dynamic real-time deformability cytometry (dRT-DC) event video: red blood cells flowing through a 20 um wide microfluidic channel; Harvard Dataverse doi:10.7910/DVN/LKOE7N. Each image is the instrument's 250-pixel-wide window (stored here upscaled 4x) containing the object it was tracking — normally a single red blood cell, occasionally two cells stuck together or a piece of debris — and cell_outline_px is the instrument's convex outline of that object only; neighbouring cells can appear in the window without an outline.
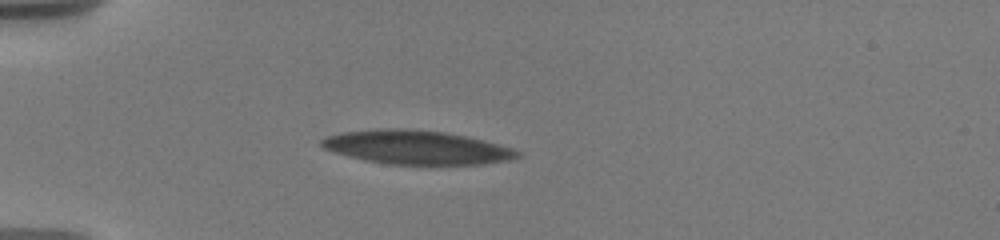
{"species": "human", "species_latin": "Homo sapiens", "temperature_condition": "warm", "stored_images_in_passage": 10, "camera_frame_rate_fps": 3000, "um_per_image_px": 0.085, "donor": {"sex": "male"}, "frame": {"image": 1, "passage_image": 1, "time_ms": 0.0, "image_size_px": [1000, 240], "cell_outline_px": [[524, 156], [508, 160], [484, 164], [388, 164], [364, 160], [348, 156], [324, 148], [320, 144], [320, 140], [328, 136], [344, 132], [384, 128], [404, 128], [444, 132], [484, 140], [512, 148], [520, 152]], "centroid_in_image_um": [35.44, 12.52], "position_along_channel_um": 49.6, "area_um2": 38.38}}
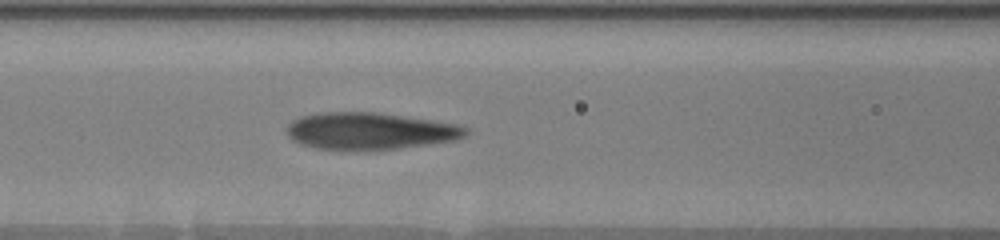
{"frame": {"image": 2, "passage_image": 6, "time_ms": 3.0, "image_size_px": [1000, 240], "cell_outline_px": [[468, 132], [464, 136], [456, 140], [400, 148], [316, 148], [292, 140], [288, 136], [288, 124], [292, 120], [300, 116], [320, 112], [376, 112], [456, 124], [468, 128]], "centroid_in_image_um": [31.44, 11.11], "position_along_channel_um": 135.2, "area_um2": 37.63}}
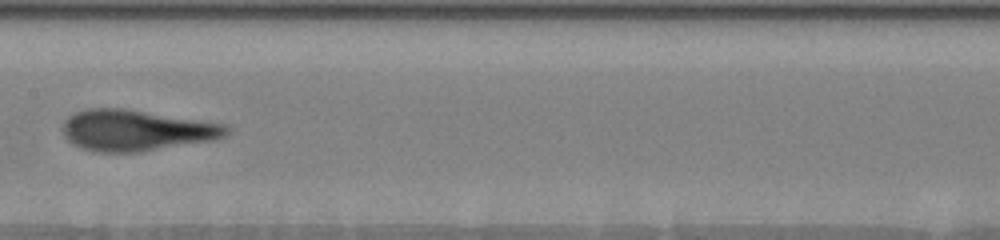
{"frame": {"image": 3, "passage_image": 9, "time_ms": 4.667, "image_size_px": [1000, 240], "cell_outline_px": [[228, 132], [224, 136], [212, 140], [140, 152], [96, 152], [72, 144], [64, 136], [60, 128], [64, 120], [68, 116], [76, 112], [88, 108], [124, 108], [228, 124]], "centroid_in_image_um": [11.54, 11.07], "position_along_channel_um": 195.9, "area_um2": 39.3}}